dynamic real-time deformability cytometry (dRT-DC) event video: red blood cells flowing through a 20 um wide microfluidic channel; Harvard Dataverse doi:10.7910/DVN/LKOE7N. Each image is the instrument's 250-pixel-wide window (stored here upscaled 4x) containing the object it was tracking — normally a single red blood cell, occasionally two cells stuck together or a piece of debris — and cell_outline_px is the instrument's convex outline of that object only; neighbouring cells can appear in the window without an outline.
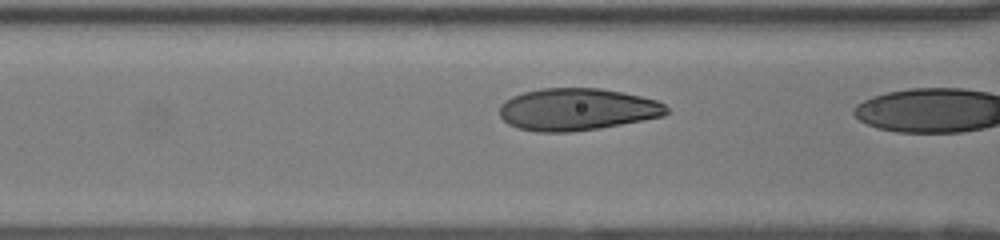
{"species": "human", "species_latin": "Homo sapiens", "temperature_condition": "room temperature", "stored_images_in_passage": 14, "camera_frame_rate_fps": 3000, "um_per_image_px": 0.085, "donor": {"sex": "female"}, "frame": {"image": 1, "passage_image": 13, "time_ms": 4.0, "image_size_px": [1000, 240], "cell_outline_px": [[668, 112], [664, 116], [600, 128], [572, 132], [536, 132], [520, 128], [508, 124], [500, 116], [500, 104], [504, 100], [512, 96], [524, 92], [540, 88], [600, 88], [640, 96], [656, 100], [664, 104], [668, 108]], "centroid_in_image_um": [49.03, 9.3], "position_along_channel_um": 117.6, "area_um2": 41.04}}